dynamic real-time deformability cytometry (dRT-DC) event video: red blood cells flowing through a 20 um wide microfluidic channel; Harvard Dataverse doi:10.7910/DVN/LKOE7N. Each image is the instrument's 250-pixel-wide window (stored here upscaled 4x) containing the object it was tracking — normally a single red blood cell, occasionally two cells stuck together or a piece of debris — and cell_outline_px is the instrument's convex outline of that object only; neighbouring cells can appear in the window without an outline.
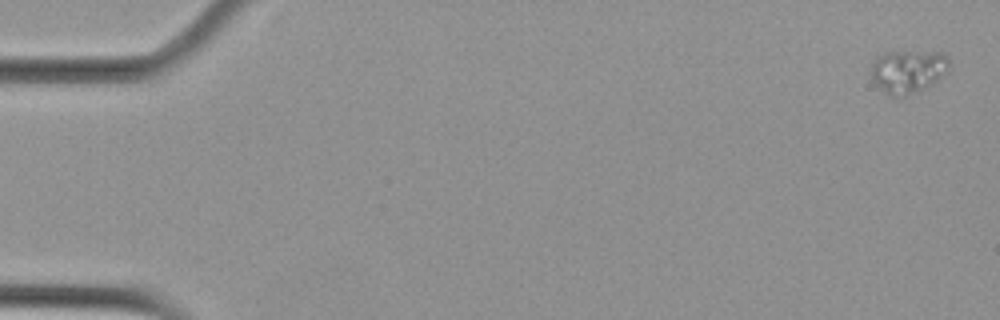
{"species": "Egyptian fruit bat (a non-hibernating species)", "species_latin": "Rousettus aegyptiacus", "temperature_condition": "cold", "stored_images_in_passage": 7, "camera_frame_rate_fps": 3000, "um_per_image_px": 0.085, "animal": {"sex": "female"}, "frame": {"image": 1, "passage_image": 1, "time_ms": 0.0, "image_size_px": [1000, 320], "cell_outline_px": [[948, 72], [944, 76], [932, 84], [924, 88], [896, 100], [888, 96], [872, 80], [868, 68], [872, 60], [876, 56], [884, 52], [944, 52], [948, 56]], "centroid_in_image_um": [77.12, 6.08], "position_along_channel_um": 7.9, "area_um2": 20.29}}
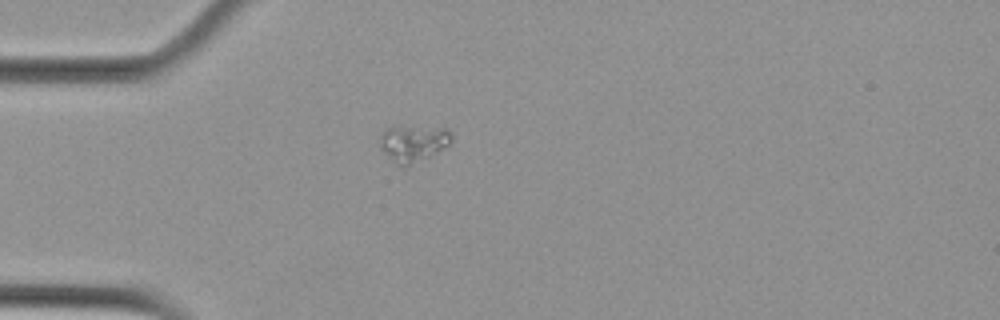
{"frame": {"image": 2, "passage_image": 5, "time_ms": 1.333, "image_size_px": [1000, 320], "cell_outline_px": [[452, 140], [448, 144], [428, 156], [404, 168], [400, 168], [380, 148], [380, 132], [388, 128], [448, 128], [452, 132]], "centroid_in_image_um": [35.1, 12.2], "position_along_channel_um": 49.9, "area_um2": 14.8}}